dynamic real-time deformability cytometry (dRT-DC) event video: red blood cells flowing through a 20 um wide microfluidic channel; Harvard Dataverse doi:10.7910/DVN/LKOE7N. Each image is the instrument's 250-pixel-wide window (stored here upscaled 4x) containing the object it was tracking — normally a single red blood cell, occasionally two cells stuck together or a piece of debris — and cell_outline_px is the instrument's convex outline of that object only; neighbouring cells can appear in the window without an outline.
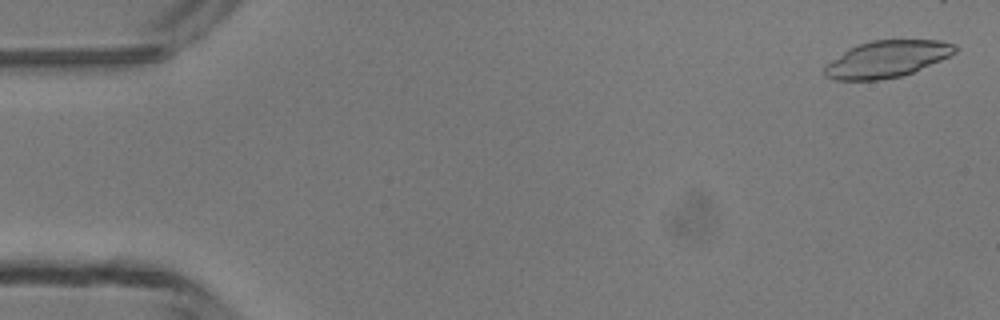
{"species": "common noctule bat (a hibernating species)", "species_latin": "Nyctalus noctula", "temperature_condition": "room temperature", "stored_images_in_passage": 5, "camera_frame_rate_fps": 3000, "um_per_image_px": 0.085, "animal": {"sex": "male", "body_mass_g": 13.3}, "frame": {"image": 1, "passage_image": 1, "time_ms": 0.0, "image_size_px": [1000, 320], "cell_outline_px": [[956, 52], [940, 60], [912, 72], [900, 76], [876, 80], [836, 80], [824, 76], [824, 68], [832, 60], [848, 48], [872, 40], [940, 40], [956, 44]], "centroid_in_image_um": [75.37, 5.01], "position_along_channel_um": 9.6, "area_um2": 27.57}}
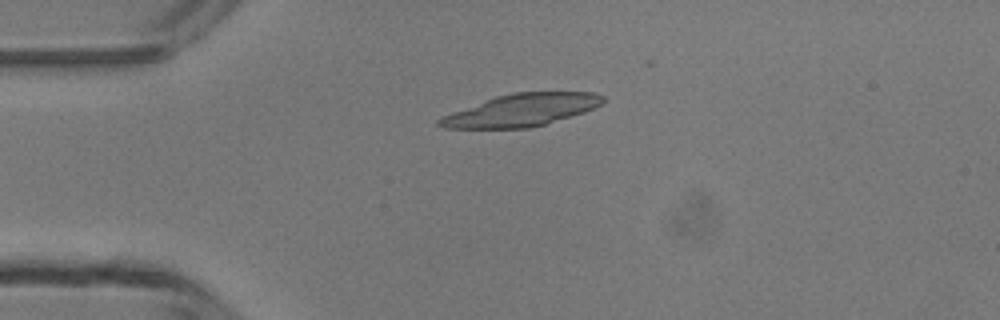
{"frame": {"image": 2, "passage_image": 3, "time_ms": 3.333, "image_size_px": [1000, 320], "cell_outline_px": [[604, 100], [600, 104], [584, 112], [544, 124], [528, 128], [444, 128], [436, 124], [436, 120], [440, 116], [496, 96], [512, 92], [592, 92], [604, 96]], "centroid_in_image_um": [44.26, 9.36], "position_along_channel_um": 40.7, "area_um2": 30.58}}